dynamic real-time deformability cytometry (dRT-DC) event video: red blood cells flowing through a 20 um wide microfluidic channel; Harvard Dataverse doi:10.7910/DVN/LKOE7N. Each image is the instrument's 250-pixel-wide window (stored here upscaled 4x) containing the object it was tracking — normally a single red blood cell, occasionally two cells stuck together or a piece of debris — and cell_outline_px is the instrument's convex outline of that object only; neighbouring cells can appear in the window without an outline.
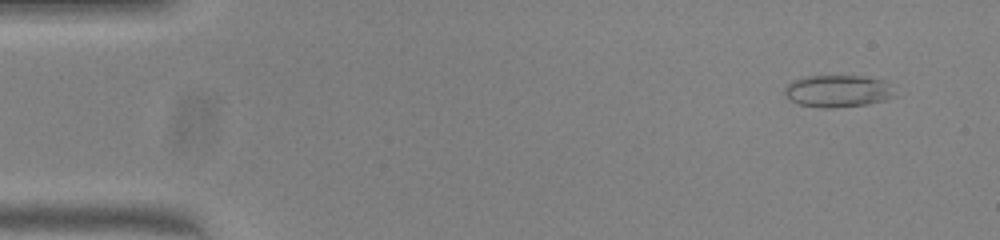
{"species": "common noctule bat (a hibernating species)", "species_latin": "Nyctalus noctula", "temperature_condition": "warm", "stored_images_in_passage": 51, "camera_frame_rate_fps": 3000, "um_per_image_px": 0.085, "animal": {"sex": "female", "body_mass_g": 23.0, "forearm_length_mm": 53.4}, "frame": {"image": 1, "passage_image": 4, "time_ms": 1.0, "image_size_px": [1000, 240], "cell_outline_px": [[896, 96], [884, 100], [868, 104], [828, 108], [824, 108], [800, 104], [788, 100], [784, 96], [784, 88], [792, 80], [804, 76], [864, 76], [884, 80]], "centroid_in_image_um": [71.16, 7.74], "position_along_channel_um": 13.8, "area_um2": 20.63}}
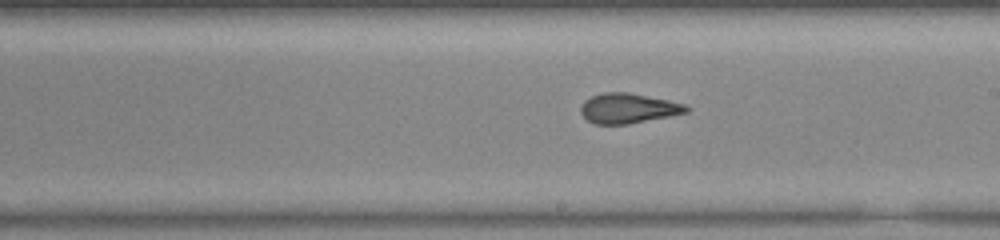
{"frame": {"image": 2, "passage_image": 29, "time_ms": 9.333, "image_size_px": [1000, 240], "cell_outline_px": [[692, 108], [688, 112], [628, 124], [592, 124], [580, 112], [580, 108], [584, 100], [592, 96], [604, 92], [628, 92], [668, 100], [684, 104]], "centroid_in_image_um": [53.38, 9.2], "position_along_channel_um": 235.6, "area_um2": 18.38}}
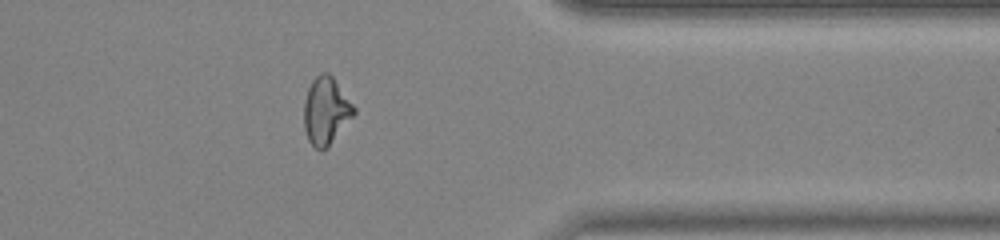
{"frame": {"image": 3, "passage_image": 41, "time_ms": 13.333, "image_size_px": [1000, 240], "cell_outline_px": [[356, 112], [328, 148], [320, 152], [308, 140], [304, 128], [304, 104], [308, 88], [312, 80], [320, 72], [328, 72], [332, 76], [356, 108]], "centroid_in_image_um": [27.7, 9.44], "position_along_channel_um": 383.7, "area_um2": 19.65}, "authors_computed_cell_mechanics": {"area_um2": 19.7098, "velocity_mm_per_s": 4.0593, "shape_relaxation_time_tau1_ms": null, "shape_relaxation_time_tau2_ms": 0.8417, "deformation_change_tau1": null, "deformation_change_tau2": 0.0703}}